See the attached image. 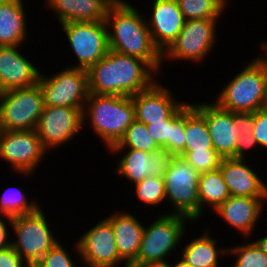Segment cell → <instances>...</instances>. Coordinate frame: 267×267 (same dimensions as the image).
Returning a JSON list of instances; mask_svg holds the SVG:
<instances>
[{"label":"cell","instance_id":"6da1fadb","mask_svg":"<svg viewBox=\"0 0 267 267\" xmlns=\"http://www.w3.org/2000/svg\"><path fill=\"white\" fill-rule=\"evenodd\" d=\"M87 72L89 94L97 95L133 96L158 80L146 61L111 49Z\"/></svg>","mask_w":267,"mask_h":267},{"label":"cell","instance_id":"7a4b0ae2","mask_svg":"<svg viewBox=\"0 0 267 267\" xmlns=\"http://www.w3.org/2000/svg\"><path fill=\"white\" fill-rule=\"evenodd\" d=\"M130 3V4H129ZM131 2H114L105 19L108 29L109 49L146 61L157 73H161L162 52L154 44L146 16Z\"/></svg>","mask_w":267,"mask_h":267},{"label":"cell","instance_id":"3957f363","mask_svg":"<svg viewBox=\"0 0 267 267\" xmlns=\"http://www.w3.org/2000/svg\"><path fill=\"white\" fill-rule=\"evenodd\" d=\"M134 120L132 96L88 95L83 110V126L89 122L107 149L118 144Z\"/></svg>","mask_w":267,"mask_h":267},{"label":"cell","instance_id":"277c9868","mask_svg":"<svg viewBox=\"0 0 267 267\" xmlns=\"http://www.w3.org/2000/svg\"><path fill=\"white\" fill-rule=\"evenodd\" d=\"M265 56H257L236 73L218 93L215 102L231 112H252L266 107Z\"/></svg>","mask_w":267,"mask_h":267},{"label":"cell","instance_id":"5b68a950","mask_svg":"<svg viewBox=\"0 0 267 267\" xmlns=\"http://www.w3.org/2000/svg\"><path fill=\"white\" fill-rule=\"evenodd\" d=\"M187 222L193 221L181 214L165 212L146 225L137 258L129 267L167 262V256L174 255L172 251L183 241Z\"/></svg>","mask_w":267,"mask_h":267},{"label":"cell","instance_id":"8992f818","mask_svg":"<svg viewBox=\"0 0 267 267\" xmlns=\"http://www.w3.org/2000/svg\"><path fill=\"white\" fill-rule=\"evenodd\" d=\"M11 223L16 238L11 241V246L30 267H34L58 242L40 207L32 213L11 217Z\"/></svg>","mask_w":267,"mask_h":267},{"label":"cell","instance_id":"52a82bcc","mask_svg":"<svg viewBox=\"0 0 267 267\" xmlns=\"http://www.w3.org/2000/svg\"><path fill=\"white\" fill-rule=\"evenodd\" d=\"M200 173L185 159L174 156L168 170L164 173L166 202L173 214L189 217L193 222L199 221L198 181Z\"/></svg>","mask_w":267,"mask_h":267},{"label":"cell","instance_id":"ba28073f","mask_svg":"<svg viewBox=\"0 0 267 267\" xmlns=\"http://www.w3.org/2000/svg\"><path fill=\"white\" fill-rule=\"evenodd\" d=\"M44 107L39 83L0 93V130H35Z\"/></svg>","mask_w":267,"mask_h":267},{"label":"cell","instance_id":"9c48e42d","mask_svg":"<svg viewBox=\"0 0 267 267\" xmlns=\"http://www.w3.org/2000/svg\"><path fill=\"white\" fill-rule=\"evenodd\" d=\"M52 76L40 72L38 83L44 106L84 109L89 95L88 72L78 68H62Z\"/></svg>","mask_w":267,"mask_h":267},{"label":"cell","instance_id":"30bf717a","mask_svg":"<svg viewBox=\"0 0 267 267\" xmlns=\"http://www.w3.org/2000/svg\"><path fill=\"white\" fill-rule=\"evenodd\" d=\"M219 19L185 20L177 38L162 53V60H185L200 63L217 44L216 24Z\"/></svg>","mask_w":267,"mask_h":267},{"label":"cell","instance_id":"8fae6325","mask_svg":"<svg viewBox=\"0 0 267 267\" xmlns=\"http://www.w3.org/2000/svg\"><path fill=\"white\" fill-rule=\"evenodd\" d=\"M61 26L78 60L77 64L66 67L88 70L108 53V29L105 21L67 22Z\"/></svg>","mask_w":267,"mask_h":267},{"label":"cell","instance_id":"7c38bea8","mask_svg":"<svg viewBox=\"0 0 267 267\" xmlns=\"http://www.w3.org/2000/svg\"><path fill=\"white\" fill-rule=\"evenodd\" d=\"M46 154L36 130H0V158L17 174L32 176Z\"/></svg>","mask_w":267,"mask_h":267},{"label":"cell","instance_id":"4fadbf2b","mask_svg":"<svg viewBox=\"0 0 267 267\" xmlns=\"http://www.w3.org/2000/svg\"><path fill=\"white\" fill-rule=\"evenodd\" d=\"M75 244V255L82 260V267H129L119 256L111 224L103 218L80 235Z\"/></svg>","mask_w":267,"mask_h":267},{"label":"cell","instance_id":"5bb4252c","mask_svg":"<svg viewBox=\"0 0 267 267\" xmlns=\"http://www.w3.org/2000/svg\"><path fill=\"white\" fill-rule=\"evenodd\" d=\"M83 110L73 107H43L35 130L48 153L49 149L63 147L83 130Z\"/></svg>","mask_w":267,"mask_h":267},{"label":"cell","instance_id":"9a60e30c","mask_svg":"<svg viewBox=\"0 0 267 267\" xmlns=\"http://www.w3.org/2000/svg\"><path fill=\"white\" fill-rule=\"evenodd\" d=\"M108 151L110 154L126 151L116 161L117 167H115L114 173L131 181L132 184L138 183L150 175L163 177L174 158V155L165 149H159L152 153L136 149H128V151L127 149H109Z\"/></svg>","mask_w":267,"mask_h":267},{"label":"cell","instance_id":"2e32d148","mask_svg":"<svg viewBox=\"0 0 267 267\" xmlns=\"http://www.w3.org/2000/svg\"><path fill=\"white\" fill-rule=\"evenodd\" d=\"M192 105L205 117L214 150L222 158H233L239 135L238 127L233 123V112L219 107L213 101Z\"/></svg>","mask_w":267,"mask_h":267},{"label":"cell","instance_id":"e0dca14e","mask_svg":"<svg viewBox=\"0 0 267 267\" xmlns=\"http://www.w3.org/2000/svg\"><path fill=\"white\" fill-rule=\"evenodd\" d=\"M160 83L157 80L149 89L132 96L138 122L145 125L164 122L184 103L178 102L168 86Z\"/></svg>","mask_w":267,"mask_h":267},{"label":"cell","instance_id":"ac0fdd59","mask_svg":"<svg viewBox=\"0 0 267 267\" xmlns=\"http://www.w3.org/2000/svg\"><path fill=\"white\" fill-rule=\"evenodd\" d=\"M151 4L146 24L154 44L163 53L181 32L185 19L176 0H154Z\"/></svg>","mask_w":267,"mask_h":267},{"label":"cell","instance_id":"d6986e66","mask_svg":"<svg viewBox=\"0 0 267 267\" xmlns=\"http://www.w3.org/2000/svg\"><path fill=\"white\" fill-rule=\"evenodd\" d=\"M20 47L0 46V93L38 83L41 70L21 54Z\"/></svg>","mask_w":267,"mask_h":267},{"label":"cell","instance_id":"ffe728a7","mask_svg":"<svg viewBox=\"0 0 267 267\" xmlns=\"http://www.w3.org/2000/svg\"><path fill=\"white\" fill-rule=\"evenodd\" d=\"M267 197L230 196L214 213L220 215L228 225L249 239L262 215ZM249 237V238H248Z\"/></svg>","mask_w":267,"mask_h":267},{"label":"cell","instance_id":"44dd1931","mask_svg":"<svg viewBox=\"0 0 267 267\" xmlns=\"http://www.w3.org/2000/svg\"><path fill=\"white\" fill-rule=\"evenodd\" d=\"M248 159L222 158L219 169L230 196L267 197V184L256 173Z\"/></svg>","mask_w":267,"mask_h":267},{"label":"cell","instance_id":"7402d4cb","mask_svg":"<svg viewBox=\"0 0 267 267\" xmlns=\"http://www.w3.org/2000/svg\"><path fill=\"white\" fill-rule=\"evenodd\" d=\"M113 228L120 258L130 266L137 258L144 231L142 224L130 211H118L105 217Z\"/></svg>","mask_w":267,"mask_h":267},{"label":"cell","instance_id":"603a6c76","mask_svg":"<svg viewBox=\"0 0 267 267\" xmlns=\"http://www.w3.org/2000/svg\"><path fill=\"white\" fill-rule=\"evenodd\" d=\"M45 5L58 18L59 24L67 22L105 21L112 0H46Z\"/></svg>","mask_w":267,"mask_h":267},{"label":"cell","instance_id":"cb8c5ba5","mask_svg":"<svg viewBox=\"0 0 267 267\" xmlns=\"http://www.w3.org/2000/svg\"><path fill=\"white\" fill-rule=\"evenodd\" d=\"M22 1L5 0L0 3V46H22L27 42L29 27Z\"/></svg>","mask_w":267,"mask_h":267},{"label":"cell","instance_id":"d4e9b609","mask_svg":"<svg viewBox=\"0 0 267 267\" xmlns=\"http://www.w3.org/2000/svg\"><path fill=\"white\" fill-rule=\"evenodd\" d=\"M209 230L205 229L202 235L184 243L185 246L183 245L181 249V258L192 267H220L219 259H222L221 257L224 255L227 257V246L225 248L218 247L219 239L211 238Z\"/></svg>","mask_w":267,"mask_h":267},{"label":"cell","instance_id":"484cf974","mask_svg":"<svg viewBox=\"0 0 267 267\" xmlns=\"http://www.w3.org/2000/svg\"><path fill=\"white\" fill-rule=\"evenodd\" d=\"M199 217L205 215V207L213 211L230 197L220 169L200 174L198 181ZM205 206V207H204ZM209 206V207H208Z\"/></svg>","mask_w":267,"mask_h":267},{"label":"cell","instance_id":"4316f807","mask_svg":"<svg viewBox=\"0 0 267 267\" xmlns=\"http://www.w3.org/2000/svg\"><path fill=\"white\" fill-rule=\"evenodd\" d=\"M185 142L184 151L214 149L205 117L189 101L185 102Z\"/></svg>","mask_w":267,"mask_h":267},{"label":"cell","instance_id":"83f0119b","mask_svg":"<svg viewBox=\"0 0 267 267\" xmlns=\"http://www.w3.org/2000/svg\"><path fill=\"white\" fill-rule=\"evenodd\" d=\"M228 246L227 256L236 257L232 267H267V251L262 243L255 241Z\"/></svg>","mask_w":267,"mask_h":267},{"label":"cell","instance_id":"f1b7e54d","mask_svg":"<svg viewBox=\"0 0 267 267\" xmlns=\"http://www.w3.org/2000/svg\"><path fill=\"white\" fill-rule=\"evenodd\" d=\"M185 20L219 19L230 0H176ZM229 1V2H228ZM227 4V5H226Z\"/></svg>","mask_w":267,"mask_h":267},{"label":"cell","instance_id":"f546056e","mask_svg":"<svg viewBox=\"0 0 267 267\" xmlns=\"http://www.w3.org/2000/svg\"><path fill=\"white\" fill-rule=\"evenodd\" d=\"M110 149H136L152 153L161 148L150 136L146 125L134 120L118 144Z\"/></svg>","mask_w":267,"mask_h":267},{"label":"cell","instance_id":"4dcf8cb0","mask_svg":"<svg viewBox=\"0 0 267 267\" xmlns=\"http://www.w3.org/2000/svg\"><path fill=\"white\" fill-rule=\"evenodd\" d=\"M26 198L22 188L8 187L0 196V215L14 217L36 211L40 206L39 202L31 199L29 202Z\"/></svg>","mask_w":267,"mask_h":267},{"label":"cell","instance_id":"1f68e13d","mask_svg":"<svg viewBox=\"0 0 267 267\" xmlns=\"http://www.w3.org/2000/svg\"><path fill=\"white\" fill-rule=\"evenodd\" d=\"M135 198L146 204L145 206H161L166 201L164 179L159 176H147L144 180L134 184Z\"/></svg>","mask_w":267,"mask_h":267},{"label":"cell","instance_id":"d6a6232c","mask_svg":"<svg viewBox=\"0 0 267 267\" xmlns=\"http://www.w3.org/2000/svg\"><path fill=\"white\" fill-rule=\"evenodd\" d=\"M185 102L170 116V153L179 156L185 150Z\"/></svg>","mask_w":267,"mask_h":267},{"label":"cell","instance_id":"836d02e7","mask_svg":"<svg viewBox=\"0 0 267 267\" xmlns=\"http://www.w3.org/2000/svg\"><path fill=\"white\" fill-rule=\"evenodd\" d=\"M200 174L219 169L222 157L214 150L183 151L180 155Z\"/></svg>","mask_w":267,"mask_h":267},{"label":"cell","instance_id":"e575fe53","mask_svg":"<svg viewBox=\"0 0 267 267\" xmlns=\"http://www.w3.org/2000/svg\"><path fill=\"white\" fill-rule=\"evenodd\" d=\"M68 250L57 242L34 267H77Z\"/></svg>","mask_w":267,"mask_h":267},{"label":"cell","instance_id":"d590c367","mask_svg":"<svg viewBox=\"0 0 267 267\" xmlns=\"http://www.w3.org/2000/svg\"><path fill=\"white\" fill-rule=\"evenodd\" d=\"M146 127L156 144L170 152V117L164 122H153Z\"/></svg>","mask_w":267,"mask_h":267},{"label":"cell","instance_id":"8d00e7d4","mask_svg":"<svg viewBox=\"0 0 267 267\" xmlns=\"http://www.w3.org/2000/svg\"><path fill=\"white\" fill-rule=\"evenodd\" d=\"M252 131L258 146L267 150V107L258 109L254 113Z\"/></svg>","mask_w":267,"mask_h":267},{"label":"cell","instance_id":"74e56055","mask_svg":"<svg viewBox=\"0 0 267 267\" xmlns=\"http://www.w3.org/2000/svg\"><path fill=\"white\" fill-rule=\"evenodd\" d=\"M257 146L258 143L256 141V138L253 136L252 130L241 131L236 141V154L233 158L245 160V158H247L245 157V155L247 154L246 151H248V149H250L251 151L252 148H257Z\"/></svg>","mask_w":267,"mask_h":267},{"label":"cell","instance_id":"f35d334b","mask_svg":"<svg viewBox=\"0 0 267 267\" xmlns=\"http://www.w3.org/2000/svg\"><path fill=\"white\" fill-rule=\"evenodd\" d=\"M0 267H30L12 246L0 250Z\"/></svg>","mask_w":267,"mask_h":267},{"label":"cell","instance_id":"ab89813d","mask_svg":"<svg viewBox=\"0 0 267 267\" xmlns=\"http://www.w3.org/2000/svg\"><path fill=\"white\" fill-rule=\"evenodd\" d=\"M254 113L252 112H233V123L238 127L239 134L241 131L253 129Z\"/></svg>","mask_w":267,"mask_h":267},{"label":"cell","instance_id":"60d3db41","mask_svg":"<svg viewBox=\"0 0 267 267\" xmlns=\"http://www.w3.org/2000/svg\"><path fill=\"white\" fill-rule=\"evenodd\" d=\"M3 219H5V220H3ZM9 226H12L11 217L6 216V215H0V250L8 248L11 246V240L9 238L11 235L8 232Z\"/></svg>","mask_w":267,"mask_h":267},{"label":"cell","instance_id":"b9f144b4","mask_svg":"<svg viewBox=\"0 0 267 267\" xmlns=\"http://www.w3.org/2000/svg\"><path fill=\"white\" fill-rule=\"evenodd\" d=\"M169 262L167 261V262H161V263H150V264L140 265L138 267H172L171 261Z\"/></svg>","mask_w":267,"mask_h":267},{"label":"cell","instance_id":"7bdbcfd3","mask_svg":"<svg viewBox=\"0 0 267 267\" xmlns=\"http://www.w3.org/2000/svg\"><path fill=\"white\" fill-rule=\"evenodd\" d=\"M172 267H192L190 264H188L183 258L179 257V260L174 262L173 264L171 263Z\"/></svg>","mask_w":267,"mask_h":267},{"label":"cell","instance_id":"ee69618b","mask_svg":"<svg viewBox=\"0 0 267 267\" xmlns=\"http://www.w3.org/2000/svg\"><path fill=\"white\" fill-rule=\"evenodd\" d=\"M261 49L265 53V69H266V79H267V50L260 44ZM266 107H267V95H266Z\"/></svg>","mask_w":267,"mask_h":267},{"label":"cell","instance_id":"f6af8a7d","mask_svg":"<svg viewBox=\"0 0 267 267\" xmlns=\"http://www.w3.org/2000/svg\"><path fill=\"white\" fill-rule=\"evenodd\" d=\"M258 240L262 243L265 250L267 251V235L265 234V236L260 237Z\"/></svg>","mask_w":267,"mask_h":267},{"label":"cell","instance_id":"bcb514c9","mask_svg":"<svg viewBox=\"0 0 267 267\" xmlns=\"http://www.w3.org/2000/svg\"><path fill=\"white\" fill-rule=\"evenodd\" d=\"M259 44H261L267 50V41L260 42Z\"/></svg>","mask_w":267,"mask_h":267}]
</instances>
